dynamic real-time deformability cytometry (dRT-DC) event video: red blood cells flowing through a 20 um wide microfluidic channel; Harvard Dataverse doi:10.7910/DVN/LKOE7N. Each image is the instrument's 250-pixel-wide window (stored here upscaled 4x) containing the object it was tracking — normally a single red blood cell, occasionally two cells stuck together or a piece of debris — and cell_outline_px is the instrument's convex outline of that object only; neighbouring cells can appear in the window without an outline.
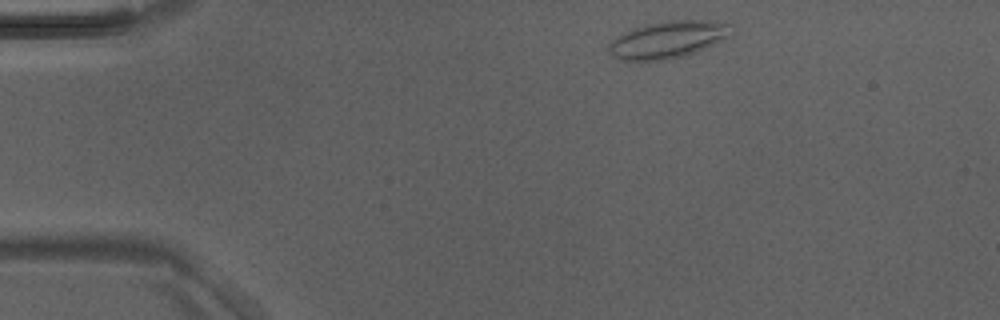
{"species": "Egyptian fruit bat (a non-hibernating species)", "species_latin": "Rousettus aegyptiacus", "temperature_condition": "room temperature", "stored_images_in_passage": 3, "camera_frame_rate_fps": 3000, "um_per_image_px": 0.085, "animal": {"sex": "male"}, "frame": {"image": 1, "passage_image": 1, "time_ms": 0.0, "image_size_px": [1000, 320], "cell_outline_px": [[732, 36], [696, 52], [684, 56], [668, 60], [620, 60], [612, 56], [608, 52], [608, 44], [612, 40], [644, 24], [668, 20], [716, 20], [732, 24]], "centroid_in_image_um": [56.84, 3.36], "position_along_channel_um": 28.2, "area_um2": 26.65}}